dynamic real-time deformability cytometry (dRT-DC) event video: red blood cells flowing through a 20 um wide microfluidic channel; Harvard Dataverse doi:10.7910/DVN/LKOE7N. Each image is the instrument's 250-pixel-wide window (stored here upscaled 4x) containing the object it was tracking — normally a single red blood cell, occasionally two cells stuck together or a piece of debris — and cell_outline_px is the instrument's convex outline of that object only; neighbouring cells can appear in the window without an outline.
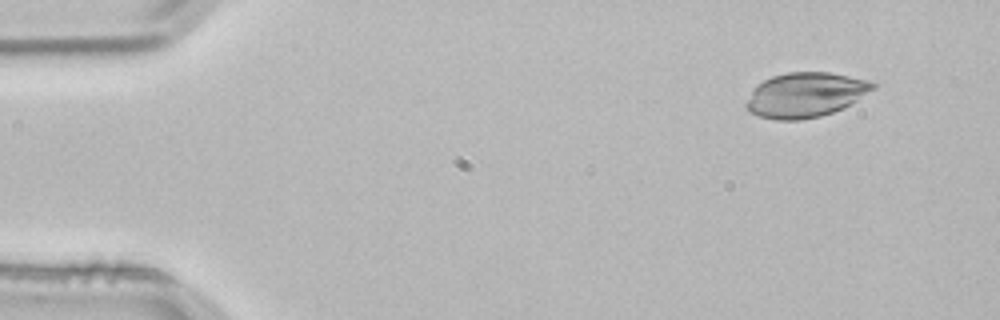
{"species": "common noctule bat (a hibernating species)", "species_latin": "Nyctalus noctula", "temperature_condition": "room temperature", "stored_images_in_passage": 3, "camera_frame_rate_fps": 3000, "um_per_image_px": 0.085, "animal": {"sex": "male", "body_mass_g": 21.5, "forearm_length_mm": 52.0}, "frame": {"image": 1, "passage_image": 1, "time_ms": 0.0, "image_size_px": [1000, 320], "cell_outline_px": [[876, 88], [844, 108], [820, 116], [800, 120], [776, 120], [760, 116], [752, 112], [744, 104], [752, 88], [756, 84], [772, 76], [788, 72], [828, 72], [868, 80], [876, 84]], "centroid_in_image_um": [68.45, 8.06], "position_along_channel_um": 16.5, "area_um2": 33.06}}